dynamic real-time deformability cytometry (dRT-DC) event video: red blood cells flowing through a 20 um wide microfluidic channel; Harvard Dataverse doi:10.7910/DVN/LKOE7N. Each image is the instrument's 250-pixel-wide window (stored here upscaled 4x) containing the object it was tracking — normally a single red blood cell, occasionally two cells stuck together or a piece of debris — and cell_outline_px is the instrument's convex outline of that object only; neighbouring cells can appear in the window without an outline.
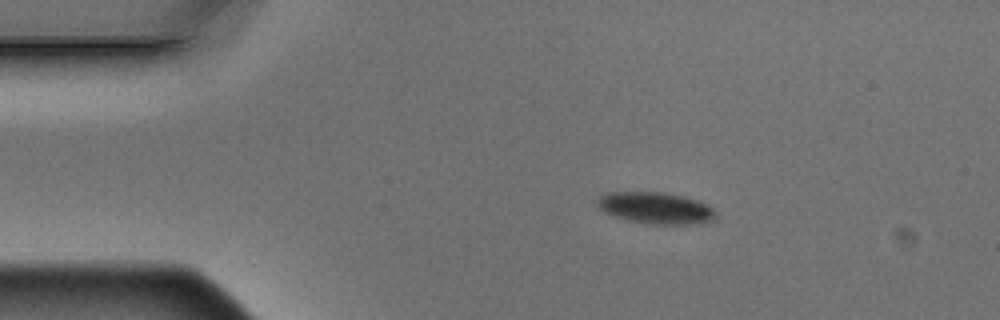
{"species": "Egyptian fruit bat (a non-hibernating species)", "species_latin": "Rousettus aegyptiacus", "temperature_condition": "warm", "stored_images_in_passage": 8, "camera_frame_rate_fps": 3000, "um_per_image_px": 0.085, "animal": {"sex": "male"}, "frame": {"image": 1, "passage_image": 1, "time_ms": 0.0, "image_size_px": [1000, 320], "cell_outline_px": [[716, 216], [712, 220], [700, 224], [648, 224], [628, 220], [604, 212], [596, 204], [596, 200], [600, 192], [664, 192], [684, 196], [700, 200], [712, 208], [716, 212]], "centroid_in_image_um": [55.72, 17.66], "position_along_channel_um": 29.3, "area_um2": 22.14}}
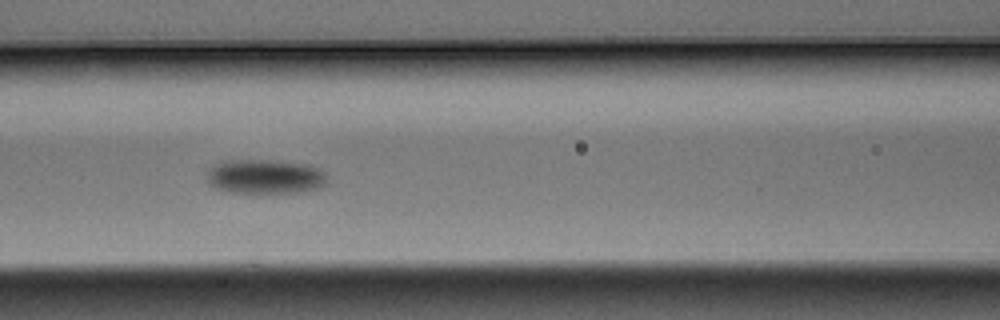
{"frame": {"image": 2, "passage_image": 5, "time_ms": 1.333, "image_size_px": [1000, 320], "cell_outline_px": [[328, 184], [320, 188], [300, 192], [232, 192], [216, 188], [208, 184], [208, 172], [212, 164], [220, 160], [272, 160], [308, 164], [320, 168], [324, 172]], "centroid_in_image_um": [22.54, 14.99], "position_along_channel_um": 144.1, "area_um2": 24.33}}
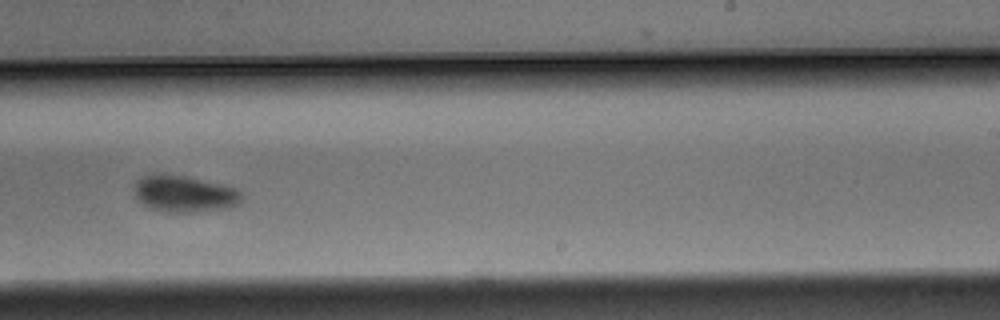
{"frame": {"image": 3, "passage_image": 8, "time_ms": 2.333, "image_size_px": [1000, 320], "cell_outline_px": [[244, 196], [240, 204], [228, 208], [196, 212], [168, 212], [152, 208], [144, 204], [136, 196], [132, 188], [136, 180], [144, 176], [180, 176], [220, 184], [236, 188]], "centroid_in_image_um": [15.72, 16.51], "position_along_channel_um": 273.3, "area_um2": 22.37}}